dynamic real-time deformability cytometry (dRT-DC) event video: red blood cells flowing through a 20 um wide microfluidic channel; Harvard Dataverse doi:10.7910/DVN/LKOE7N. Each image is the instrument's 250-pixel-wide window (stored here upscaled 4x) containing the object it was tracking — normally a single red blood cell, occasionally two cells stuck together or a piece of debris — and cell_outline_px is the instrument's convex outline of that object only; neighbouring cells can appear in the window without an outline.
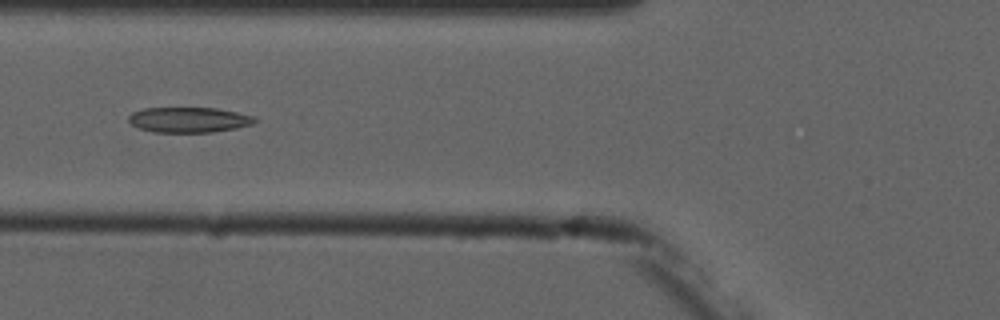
{"species": "common noctule bat (a hibernating species)", "species_latin": "Nyctalus noctula", "temperature_condition": "cold", "stored_images_in_passage": 7, "camera_frame_rate_fps": 3000, "um_per_image_px": 0.085, "animal": {"sex": "male", "forearm_length_mm": 52.5}, "frame": {"image": 1, "passage_image": 5, "time_ms": 4.667, "image_size_px": [1000, 320], "cell_outline_px": [[260, 120], [252, 124], [236, 128], [212, 132], [152, 132], [140, 128], [132, 124], [128, 120], [128, 116], [132, 112], [144, 108], [216, 108], [256, 116]], "centroid_in_image_um": [16.08, 10.18], "position_along_channel_um": 109.7, "area_um2": 18.67}}
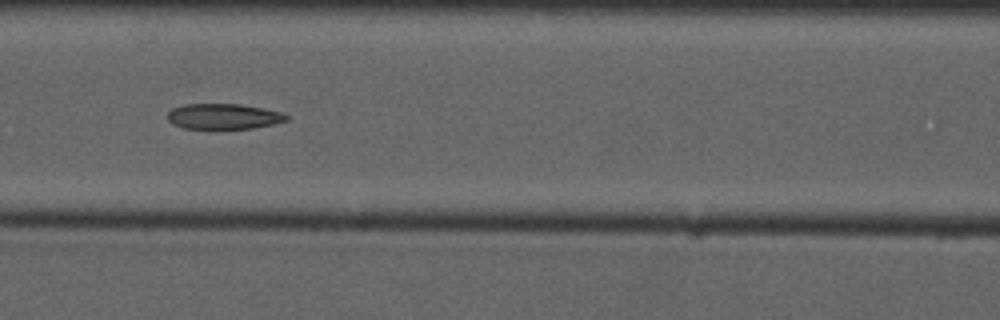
{"frame": {"image": 2, "passage_image": 6, "time_ms": 5.667, "image_size_px": [1000, 320], "cell_outline_px": [[292, 116], [288, 120], [276, 124], [252, 128], [184, 128], [172, 124], [168, 120], [168, 112], [172, 108], [184, 104], [240, 104], [280, 112]], "centroid_in_image_um": [19.02, 9.89], "position_along_channel_um": 147.6, "area_um2": 17.63}}
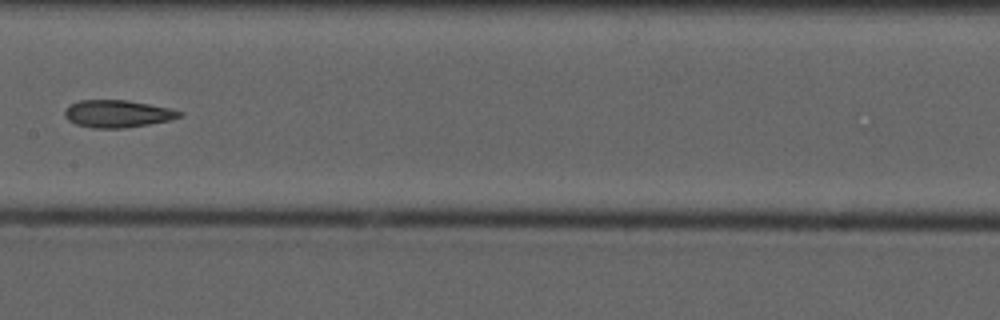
{"frame": {"image": 3, "passage_image": 7, "time_ms": 7.0, "image_size_px": [1000, 320], "cell_outline_px": [[184, 112], [180, 116], [168, 120], [148, 124], [124, 128], [92, 128], [76, 124], [68, 120], [64, 116], [64, 112], [72, 104], [80, 100], [128, 100], [168, 108]], "centroid_in_image_um": [9.96, 9.67], "position_along_channel_um": 197.4, "area_um2": 18.03}}